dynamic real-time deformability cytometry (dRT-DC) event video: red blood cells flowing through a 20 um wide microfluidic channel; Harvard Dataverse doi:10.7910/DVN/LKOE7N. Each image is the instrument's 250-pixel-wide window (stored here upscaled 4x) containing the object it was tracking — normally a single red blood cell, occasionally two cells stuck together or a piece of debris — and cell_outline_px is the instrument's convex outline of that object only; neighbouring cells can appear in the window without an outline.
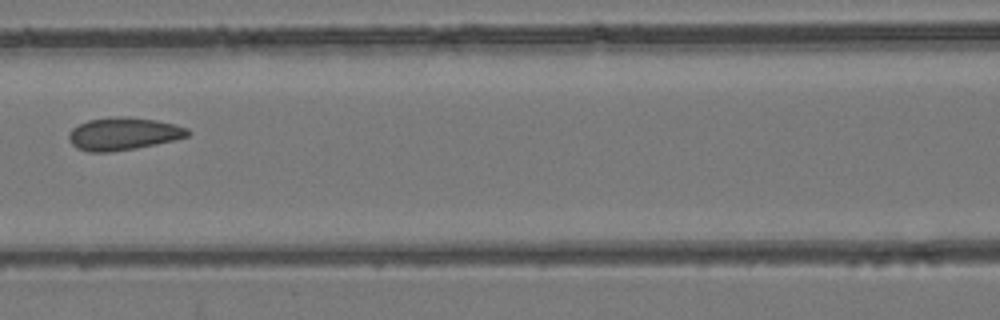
{"species": "common noctule bat (a hibernating species)", "species_latin": "Nyctalus noctula", "temperature_condition": "room temperature", "stored_images_in_passage": 8, "camera_frame_rate_fps": 3000, "um_per_image_px": 0.085, "animal": {"sex": "female", "body_mass_g": 24.6, "forearm_length_mm": 56.2}, "frame": {"image": 1, "passage_image": 7, "time_ms": 2.0, "image_size_px": [1000, 320], "cell_outline_px": [[192, 132], [188, 136], [176, 140], [136, 148], [112, 152], [88, 152], [76, 148], [68, 140], [68, 132], [72, 128], [88, 120], [116, 116], [128, 116], [156, 120], [176, 124], [188, 128]], "centroid_in_image_um": [10.5, 11.37], "position_along_channel_um": 156.1, "area_um2": 22.95}}
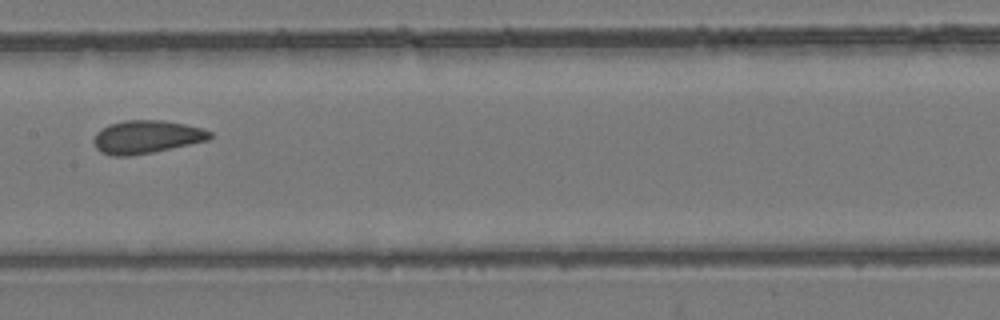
{"frame": {"image": 2, "passage_image": 8, "time_ms": 2.333, "image_size_px": [1000, 320], "cell_outline_px": [[212, 136], [208, 140], [152, 152], [128, 156], [112, 156], [100, 152], [96, 148], [92, 140], [96, 132], [108, 124], [124, 120], [164, 120], [184, 124], [200, 128], [212, 132]], "centroid_in_image_um": [12.4, 11.63], "position_along_channel_um": 195.0, "area_um2": 22.37}}